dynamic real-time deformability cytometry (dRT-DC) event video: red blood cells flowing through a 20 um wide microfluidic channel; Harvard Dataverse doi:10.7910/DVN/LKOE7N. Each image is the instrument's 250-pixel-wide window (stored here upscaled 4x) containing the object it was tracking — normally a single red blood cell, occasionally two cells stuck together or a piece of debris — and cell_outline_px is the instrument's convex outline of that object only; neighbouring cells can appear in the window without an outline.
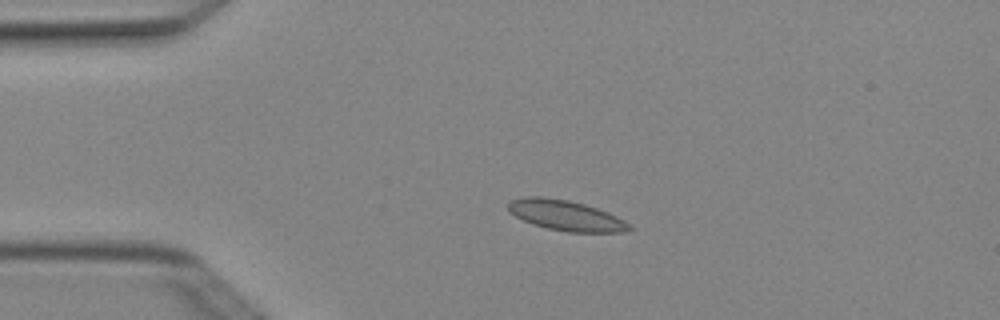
{"species": "Egyptian fruit bat (a non-hibernating species)", "species_latin": "Rousettus aegyptiacus", "temperature_condition": "cold", "stored_images_in_passage": 4, "camera_frame_rate_fps": 3000, "um_per_image_px": 0.085, "animal": {"sex": "female"}, "frame": {"image": 1, "passage_image": 3, "time_ms": 0.667, "image_size_px": [1000, 320], "cell_outline_px": [[636, 228], [624, 232], [568, 232], [548, 228], [532, 224], [508, 212], [508, 204], [512, 200], [524, 196], [544, 196], [568, 200], [584, 204], [608, 212], [624, 220]], "centroid_in_image_um": [48.11, 18.31], "position_along_channel_um": 36.9, "area_um2": 21.5}}